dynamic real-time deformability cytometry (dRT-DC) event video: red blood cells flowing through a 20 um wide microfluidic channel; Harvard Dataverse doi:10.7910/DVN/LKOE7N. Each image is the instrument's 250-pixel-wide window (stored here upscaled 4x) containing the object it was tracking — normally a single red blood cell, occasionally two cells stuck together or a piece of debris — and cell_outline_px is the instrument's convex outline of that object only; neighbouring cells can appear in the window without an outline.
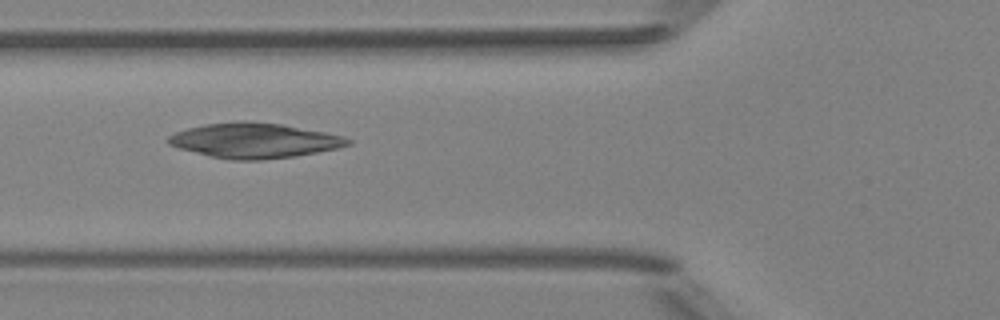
{"species": "Egyptian fruit bat (a non-hibernating species)", "species_latin": "Rousettus aegyptiacus", "temperature_condition": "room temperature", "stored_images_in_passage": 4, "camera_frame_rate_fps": 3000, "um_per_image_px": 0.085, "animal": {"sex": "female"}, "frame": {"image": 1, "passage_image": 3, "time_ms": 0.667, "image_size_px": [1000, 320], "cell_outline_px": [[352, 144], [336, 148], [296, 156], [260, 160], [232, 160], [212, 156], [180, 148], [168, 144], [164, 140], [168, 136], [176, 132], [188, 128], [204, 124], [240, 120], [244, 120], [284, 124], [344, 136], [352, 140]], "centroid_in_image_um": [21.62, 11.93], "position_along_channel_um": 104.2, "area_um2": 36.65}}
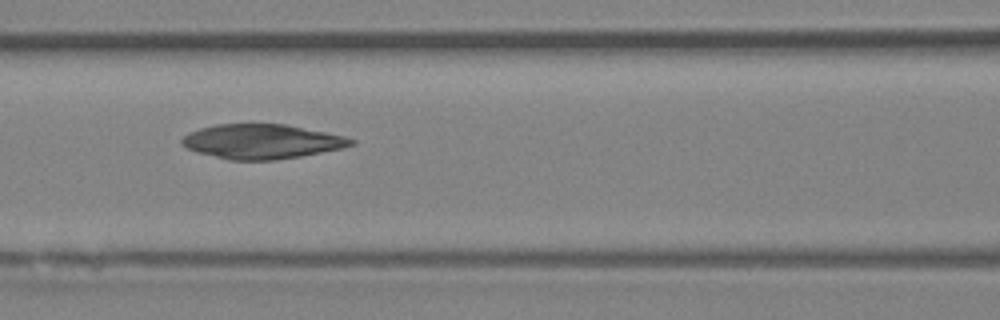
{"frame": {"image": 2, "passage_image": 4, "time_ms": 1.0, "image_size_px": [1000, 320], "cell_outline_px": [[356, 144], [340, 148], [300, 156], [276, 160], [228, 160], [196, 152], [180, 144], [180, 140], [184, 136], [200, 128], [216, 124], [284, 124], [344, 136], [356, 140]], "centroid_in_image_um": [22.22, 12.03], "position_along_channel_um": 144.4, "area_um2": 33.81}}